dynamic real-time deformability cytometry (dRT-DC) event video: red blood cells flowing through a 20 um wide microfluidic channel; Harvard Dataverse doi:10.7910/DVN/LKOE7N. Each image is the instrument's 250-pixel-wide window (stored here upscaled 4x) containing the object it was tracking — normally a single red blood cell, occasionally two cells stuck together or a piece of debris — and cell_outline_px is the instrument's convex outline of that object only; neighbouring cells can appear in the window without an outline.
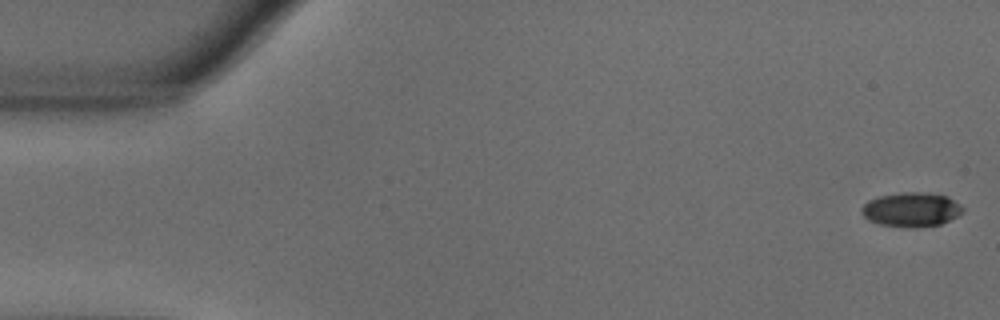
{"species": "common noctule bat (a hibernating species)", "species_latin": "Nyctalus noctula", "temperature_condition": "warm", "stored_images_in_passage": 55, "camera_frame_rate_fps": 3000, "um_per_image_px": 0.085, "animal": {"sex": "male", "body_mass_g": 18.8}, "frame": {"image": 1, "passage_image": 1, "time_ms": 0.0, "image_size_px": [1000, 320], "cell_outline_px": [[964, 208], [956, 216], [940, 224], [920, 228], [908, 228], [880, 224], [868, 220], [860, 212], [860, 208], [868, 200], [880, 196], [904, 192], [928, 192], [948, 196], [960, 204]], "centroid_in_image_um": [77.44, 17.81], "position_along_channel_um": 7.6, "area_um2": 20.35}}
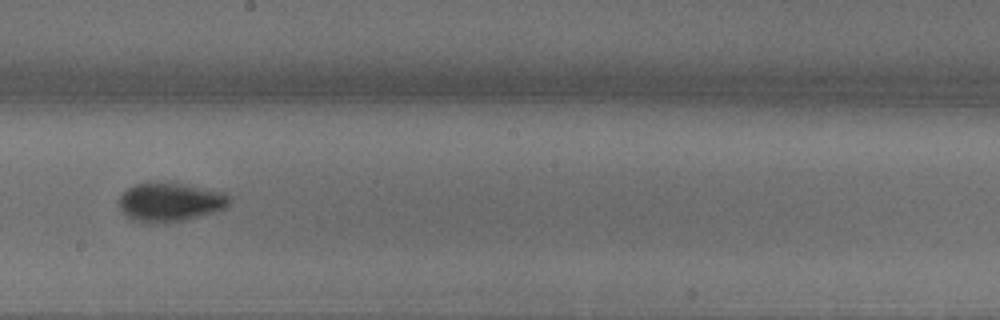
{"frame": {"image": 2, "passage_image": 31, "time_ms": 10.0, "image_size_px": [1000, 320], "cell_outline_px": [[232, 200], [224, 208], [216, 212], [184, 220], [136, 220], [120, 212], [116, 204], [116, 200], [128, 188], [136, 184], [148, 180], [156, 180], [184, 184], [224, 192], [232, 196]], "centroid_in_image_um": [14.45, 17.1], "position_along_channel_um": 233.8, "area_um2": 25.03}}
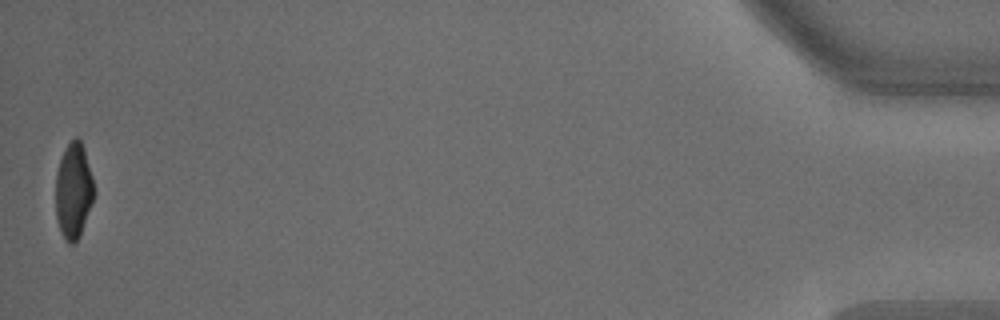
{"frame": {"image": 3, "passage_image": 55, "time_ms": 18.0, "image_size_px": [1000, 320], "cell_outline_px": [[96, 192], [80, 236], [72, 244], [68, 244], [60, 228], [56, 216], [56, 172], [60, 160], [68, 144], [76, 136], [80, 140], [84, 148], [92, 176]], "centroid_in_image_um": [6.27, 16.21], "position_along_channel_um": 428.9, "area_um2": 21.21}, "authors_computed_cell_mechanics": {"area_um2": 22.4264, "velocity_mm_per_s": 3.6325, "shape_relaxation_time_tau1_ms": 3.1926, "shape_relaxation_time_tau2_ms": 1.7332, "deformation_change_tau1": 0.1726, "deformation_change_tau2": 0.0701}}